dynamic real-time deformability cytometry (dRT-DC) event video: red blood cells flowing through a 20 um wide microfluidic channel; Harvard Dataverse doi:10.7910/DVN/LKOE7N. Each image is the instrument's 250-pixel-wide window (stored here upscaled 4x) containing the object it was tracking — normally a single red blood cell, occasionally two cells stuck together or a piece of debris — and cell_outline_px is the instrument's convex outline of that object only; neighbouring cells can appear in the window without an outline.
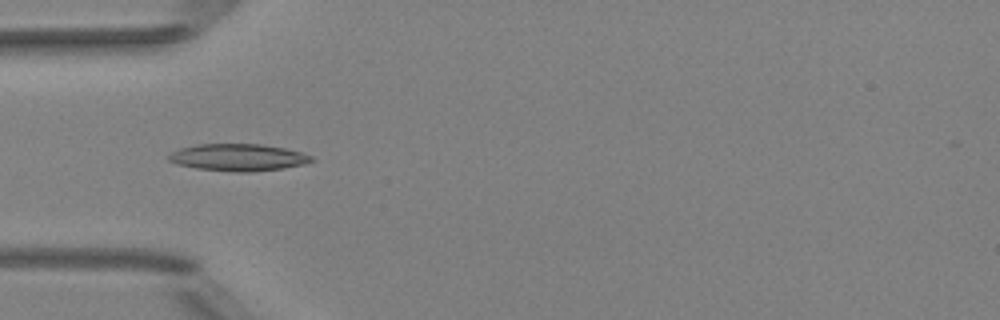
{"species": "Egyptian fruit bat (a non-hibernating species)", "species_latin": "Rousettus aegyptiacus", "temperature_condition": "room temperature", "stored_images_in_passage": 7, "camera_frame_rate_fps": 3000, "um_per_image_px": 0.085, "animal": {"sex": "female"}, "frame": {"image": 1, "passage_image": 6, "time_ms": 6.333, "image_size_px": [1000, 320], "cell_outline_px": [[316, 160], [304, 164], [284, 168], [252, 172], [236, 172], [196, 168], [176, 164], [168, 160], [168, 156], [172, 152], [180, 148], [196, 144], [260, 144], [284, 148], [300, 152], [312, 156]], "centroid_in_image_um": [20.25, 13.38], "position_along_channel_um": 64.8, "area_um2": 22.54}}
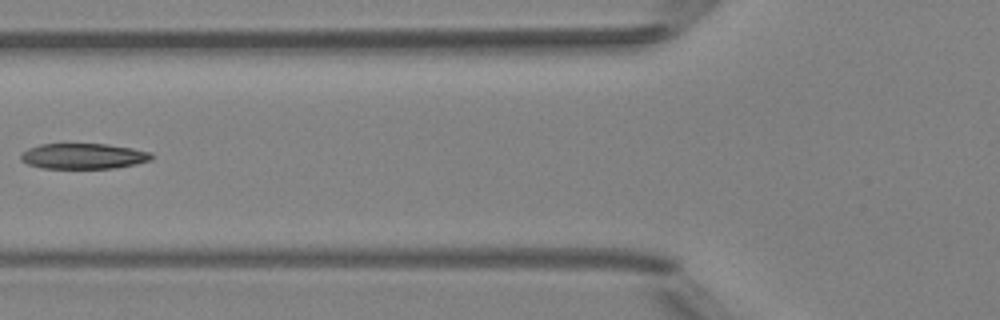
{"frame": {"image": 2, "passage_image": 7, "time_ms": 7.667, "image_size_px": [1000, 320], "cell_outline_px": [[152, 160], [136, 164], [112, 168], [40, 168], [28, 164], [20, 160], [20, 156], [28, 148], [40, 144], [104, 144], [132, 148], [152, 152]], "centroid_in_image_um": [7.09, 13.27], "position_along_channel_um": 118.7, "area_um2": 19.42}}